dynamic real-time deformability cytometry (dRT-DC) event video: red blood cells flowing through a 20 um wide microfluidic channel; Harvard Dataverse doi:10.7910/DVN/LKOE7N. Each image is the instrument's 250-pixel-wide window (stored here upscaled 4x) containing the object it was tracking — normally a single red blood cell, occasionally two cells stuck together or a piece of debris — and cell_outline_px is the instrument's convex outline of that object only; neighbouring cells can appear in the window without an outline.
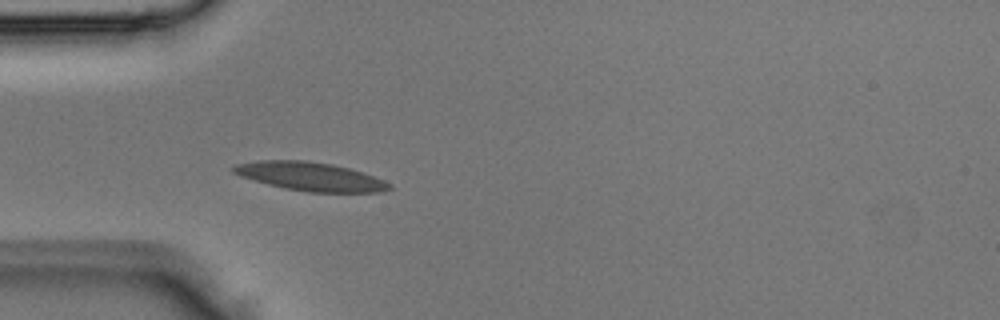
{"species": "Egyptian fruit bat (a non-hibernating species)", "species_latin": "Rousettus aegyptiacus", "temperature_condition": "room temperature", "stored_images_in_passage": 3, "camera_frame_rate_fps": 3000, "um_per_image_px": 0.085, "animal": {"sex": "male"}, "frame": {"image": 1, "passage_image": 3, "time_ms": 0.667, "image_size_px": [1000, 320], "cell_outline_px": [[392, 188], [380, 192], [308, 192], [284, 188], [268, 184], [240, 176], [232, 172], [232, 168], [236, 164], [260, 160], [304, 160], [332, 164], [348, 168], [372, 176], [392, 184]], "centroid_in_image_um": [26.35, 15.0], "position_along_channel_um": 58.6, "area_um2": 25.72}}